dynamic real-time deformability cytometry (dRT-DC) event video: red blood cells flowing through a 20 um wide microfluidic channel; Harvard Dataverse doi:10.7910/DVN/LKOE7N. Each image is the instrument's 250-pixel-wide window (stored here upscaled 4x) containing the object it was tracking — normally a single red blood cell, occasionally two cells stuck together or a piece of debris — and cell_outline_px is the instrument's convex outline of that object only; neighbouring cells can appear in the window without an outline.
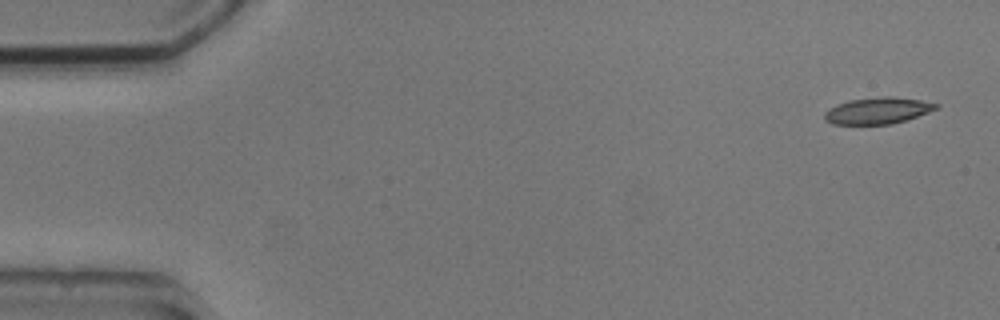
{"species": "common noctule bat (a hibernating species)", "species_latin": "Nyctalus noctula", "temperature_condition": "cold", "stored_images_in_passage": 6, "camera_frame_rate_fps": 3000, "um_per_image_px": 0.085, "animal": {"sex": "male", "body_mass_g": 20.5, "forearm_length_mm": 52.5}, "frame": {"image": 1, "passage_image": 1, "time_ms": 0.0, "image_size_px": [1000, 320], "cell_outline_px": [[940, 108], [892, 124], [832, 124], [824, 120], [824, 112], [828, 108], [836, 104], [848, 100], [884, 96], [892, 96], [920, 100], [940, 104]], "centroid_in_image_um": [74.58, 9.4], "position_along_channel_um": 10.4, "area_um2": 17.28}}
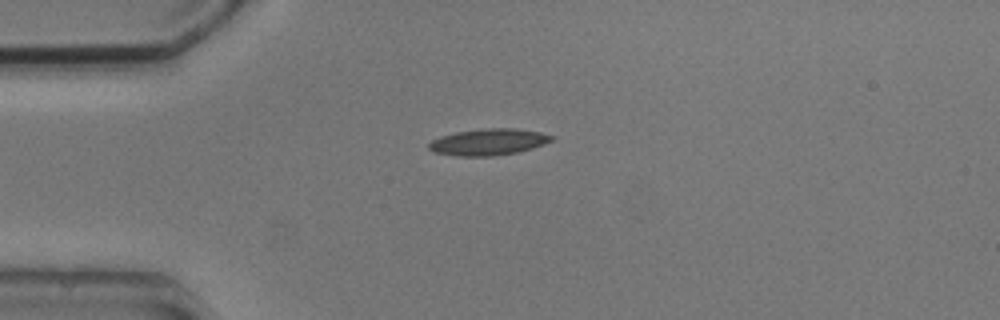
{"frame": {"image": 2, "passage_image": 4, "time_ms": 3.667, "image_size_px": [1000, 320], "cell_outline_px": [[556, 136], [552, 140], [544, 144], [532, 148], [516, 152], [492, 156], [456, 156], [432, 152], [428, 148], [428, 144], [432, 140], [440, 136], [456, 132], [484, 128], [516, 128], [540, 132]], "centroid_in_image_um": [41.5, 12.06], "position_along_channel_um": 43.5, "area_um2": 19.02}}
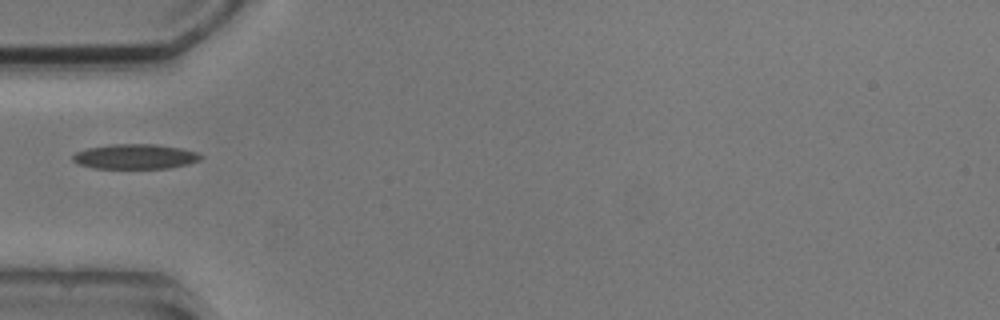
{"frame": {"image": 3, "passage_image": 5, "time_ms": 5.0, "image_size_px": [1000, 320], "cell_outline_px": [[204, 156], [200, 160], [188, 164], [168, 168], [92, 168], [80, 164], [72, 160], [72, 156], [76, 152], [88, 148], [112, 144], [156, 144], [180, 148], [196, 152]], "centroid_in_image_um": [11.5, 13.3], "position_along_channel_um": 73.5, "area_um2": 18.5}}